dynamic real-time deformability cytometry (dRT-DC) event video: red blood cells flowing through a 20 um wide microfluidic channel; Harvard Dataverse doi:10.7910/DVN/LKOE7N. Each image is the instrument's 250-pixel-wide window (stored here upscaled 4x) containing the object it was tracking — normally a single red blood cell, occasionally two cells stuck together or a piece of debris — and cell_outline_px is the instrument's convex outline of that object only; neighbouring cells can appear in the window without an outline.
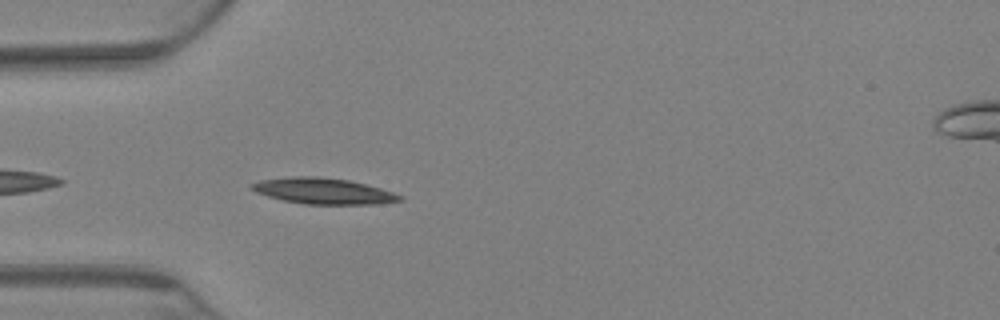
{"species": "Egyptian fruit bat (a non-hibernating species)", "species_latin": "Rousettus aegyptiacus", "temperature_condition": "warm", "stored_images_in_passage": 10, "camera_frame_rate_fps": 3000, "um_per_image_px": 0.085, "animal": {"sex": "female"}, "frame": {"image": 1, "passage_image": 4, "time_ms": 1.0, "image_size_px": [1000, 320], "cell_outline_px": [[404, 200], [380, 204], [304, 204], [284, 200], [268, 196], [256, 192], [248, 188], [248, 184], [260, 180], [288, 176], [316, 176], [348, 180], [380, 188], [404, 196]], "centroid_in_image_um": [27.45, 16.23], "position_along_channel_um": 57.5, "area_um2": 22.54}}